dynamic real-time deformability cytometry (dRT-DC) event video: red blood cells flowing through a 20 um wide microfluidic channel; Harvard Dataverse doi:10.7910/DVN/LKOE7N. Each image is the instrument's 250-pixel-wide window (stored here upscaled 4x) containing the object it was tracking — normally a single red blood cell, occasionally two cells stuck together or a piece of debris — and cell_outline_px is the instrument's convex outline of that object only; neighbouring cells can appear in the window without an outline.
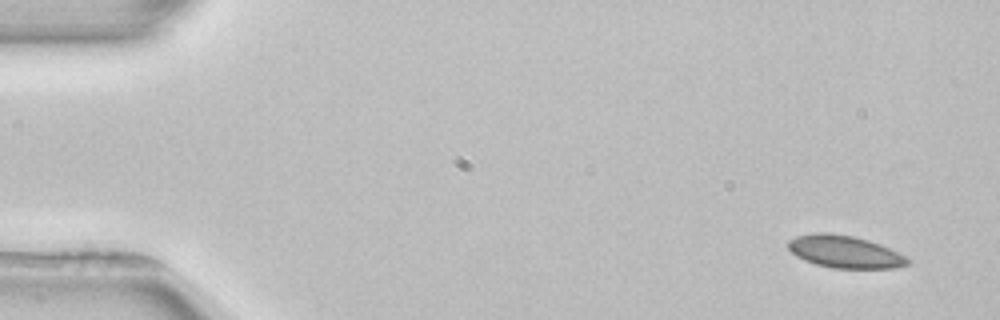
{"species": "common noctule bat (a hibernating species)", "species_latin": "Nyctalus noctula", "temperature_condition": "room temperature", "stored_images_in_passage": 5, "camera_frame_rate_fps": 3000, "um_per_image_px": 0.085, "animal": {"sex": "female", "body_mass_g": 22.7, "forearm_length_mm": 54.2}, "frame": {"image": 1, "passage_image": 5, "time_ms": 7.0, "image_size_px": [1000, 320], "cell_outline_px": [[908, 264], [892, 268], [832, 268], [816, 264], [804, 260], [796, 256], [788, 248], [788, 240], [796, 236], [816, 232], [824, 232], [852, 236], [868, 240], [880, 244], [904, 256], [908, 260]], "centroid_in_image_um": [71.74, 21.39], "position_along_channel_um": 13.3, "area_um2": 22.25}}